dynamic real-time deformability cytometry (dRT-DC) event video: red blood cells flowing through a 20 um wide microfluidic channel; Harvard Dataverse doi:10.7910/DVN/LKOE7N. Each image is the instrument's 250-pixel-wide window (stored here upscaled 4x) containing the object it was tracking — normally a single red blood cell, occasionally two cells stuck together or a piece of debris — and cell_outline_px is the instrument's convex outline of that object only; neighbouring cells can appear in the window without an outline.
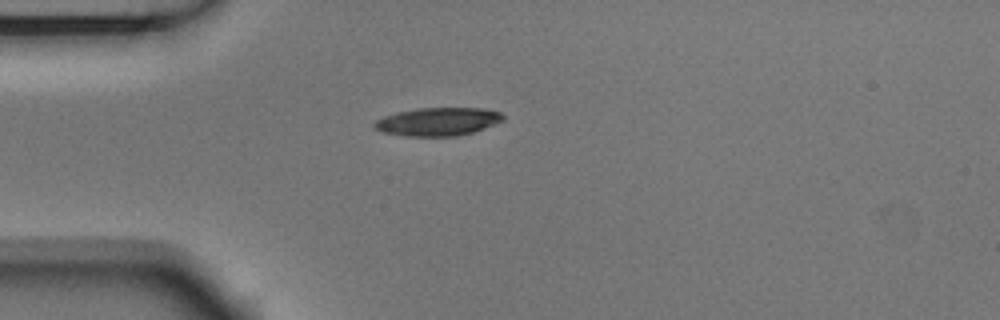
{"species": "Egyptian fruit bat (a non-hibernating species)", "species_latin": "Rousettus aegyptiacus", "temperature_condition": "room temperature", "stored_images_in_passage": 2, "camera_frame_rate_fps": 3000, "um_per_image_px": 0.085, "animal": {"sex": "male"}, "frame": {"image": 1, "passage_image": 1, "time_ms": 0.0, "image_size_px": [1000, 320], "cell_outline_px": [[504, 120], [484, 128], [472, 132], [456, 136], [404, 136], [384, 132], [376, 128], [372, 124], [376, 120], [384, 116], [396, 112], [420, 108], [484, 108], [500, 112], [504, 116]], "centroid_in_image_um": [37.22, 10.33], "position_along_channel_um": 47.8, "area_um2": 21.04}}